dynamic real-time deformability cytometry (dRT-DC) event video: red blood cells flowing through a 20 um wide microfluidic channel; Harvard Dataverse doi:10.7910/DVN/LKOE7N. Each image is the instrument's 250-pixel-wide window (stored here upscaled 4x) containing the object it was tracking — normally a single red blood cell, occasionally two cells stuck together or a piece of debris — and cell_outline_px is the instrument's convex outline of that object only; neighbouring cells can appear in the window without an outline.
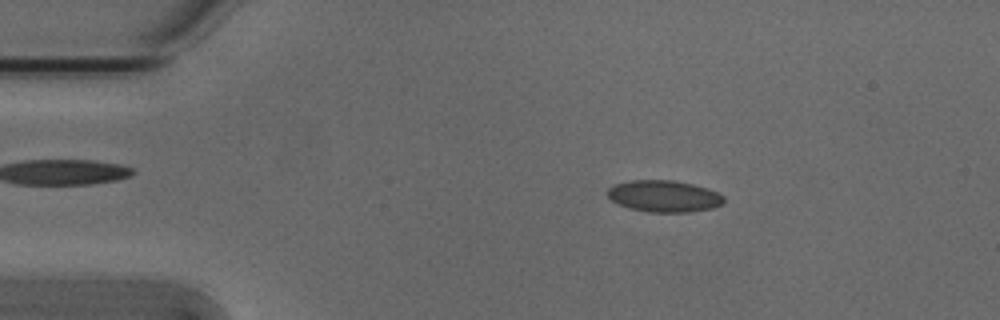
{"species": "Egyptian fruit bat (a non-hibernating species)", "species_latin": "Rousettus aegyptiacus", "temperature_condition": "cold", "stored_images_in_passage": 39, "camera_frame_rate_fps": 3000, "um_per_image_px": 0.085, "animal": {"sex": "male"}, "frame": {"image": 1, "passage_image": 9, "time_ms": 2.667, "image_size_px": [1000, 320], "cell_outline_px": [[724, 204], [712, 208], [688, 212], [648, 212], [628, 208], [616, 204], [608, 196], [608, 188], [612, 184], [632, 180], [672, 180], [692, 184], [708, 188], [724, 196]], "centroid_in_image_um": [56.42, 16.67], "position_along_channel_um": 28.6, "area_um2": 21.62}}
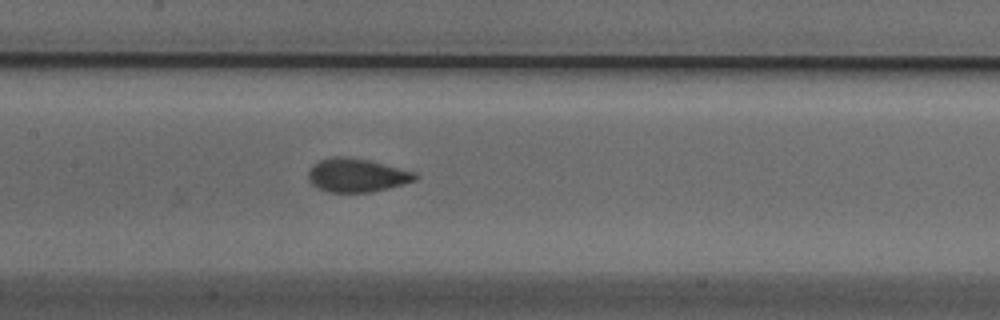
{"frame": {"image": 2, "passage_image": 25, "time_ms": 8.0, "image_size_px": [1000, 320], "cell_outline_px": [[420, 176], [416, 180], [404, 184], [372, 192], [328, 192], [316, 188], [308, 180], [308, 172], [312, 164], [320, 160], [332, 156], [348, 156], [372, 160], [416, 172]], "centroid_in_image_um": [30.34, 14.88], "position_along_channel_um": 177.1, "area_um2": 21.39}}
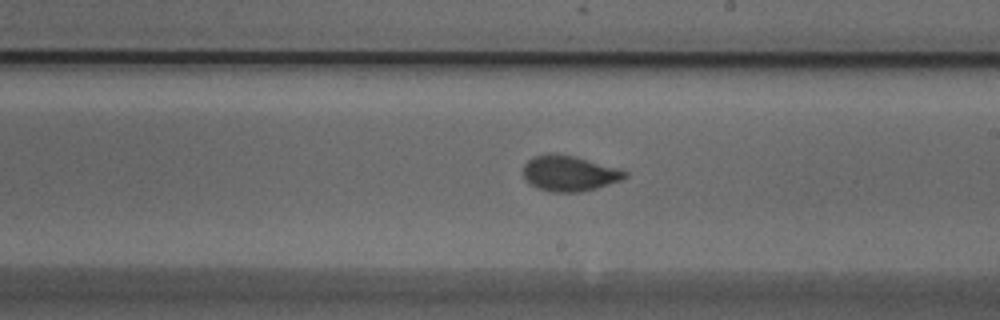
{"frame": {"image": 3, "passage_image": 30, "time_ms": 9.667, "image_size_px": [1000, 320], "cell_outline_px": [[628, 176], [620, 180], [596, 188], [580, 192], [552, 192], [540, 188], [532, 184], [524, 176], [524, 164], [532, 156], [548, 152], [552, 152], [576, 156], [624, 168], [628, 172]], "centroid_in_image_um": [48.45, 14.69], "position_along_channel_um": 240.5, "area_um2": 21.39}}